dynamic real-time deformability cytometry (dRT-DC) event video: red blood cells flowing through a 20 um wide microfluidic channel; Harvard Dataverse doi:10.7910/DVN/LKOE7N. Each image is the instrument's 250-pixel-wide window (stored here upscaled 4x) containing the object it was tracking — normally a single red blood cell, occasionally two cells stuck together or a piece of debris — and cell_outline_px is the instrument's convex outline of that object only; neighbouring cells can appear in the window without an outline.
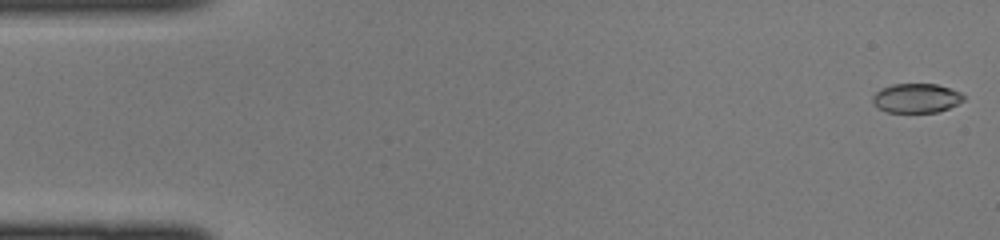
{"species": "common noctule bat (a hibernating species)", "species_latin": "Nyctalus noctula", "temperature_condition": "cold", "stored_images_in_passage": 44, "camera_frame_rate_fps": 3000, "um_per_image_px": 0.085, "animal": {"sex": "female", "body_mass_g": 22.0, "forearm_length_mm": 56.7}, "frame": {"image": 1, "passage_image": 1, "time_ms": 0.0, "image_size_px": [1000, 240], "cell_outline_px": [[964, 100], [948, 108], [936, 112], [888, 112], [872, 104], [872, 96], [880, 88], [892, 84], [936, 84], [960, 92], [964, 96]], "centroid_in_image_um": [77.85, 8.33], "position_along_channel_um": 7.2, "area_um2": 15.43}}
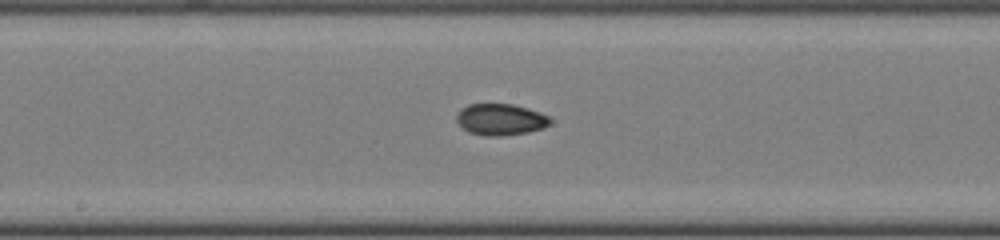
{"frame": {"image": 2, "passage_image": 23, "time_ms": 7.333, "image_size_px": [1000, 240], "cell_outline_px": [[552, 120], [544, 128], [528, 132], [500, 136], [484, 136], [468, 132], [456, 120], [456, 116], [460, 108], [468, 104], [512, 104], [528, 108], [540, 112], [548, 116]], "centroid_in_image_um": [42.54, 10.15], "position_along_channel_um": 205.7, "area_um2": 17.22}}
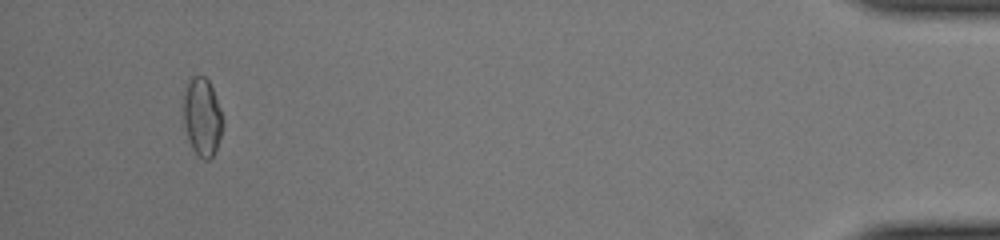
{"frame": {"image": 3, "passage_image": 42, "time_ms": 13.667, "image_size_px": [1000, 240], "cell_outline_px": [[224, 120], [220, 136], [216, 148], [212, 156], [208, 160], [204, 160], [192, 148], [188, 140], [184, 124], [184, 88], [188, 80], [192, 76], [204, 76], [208, 80], [212, 88], [220, 108]], "centroid_in_image_um": [17.18, 9.92], "position_along_channel_um": 418.0, "area_um2": 17.8}}